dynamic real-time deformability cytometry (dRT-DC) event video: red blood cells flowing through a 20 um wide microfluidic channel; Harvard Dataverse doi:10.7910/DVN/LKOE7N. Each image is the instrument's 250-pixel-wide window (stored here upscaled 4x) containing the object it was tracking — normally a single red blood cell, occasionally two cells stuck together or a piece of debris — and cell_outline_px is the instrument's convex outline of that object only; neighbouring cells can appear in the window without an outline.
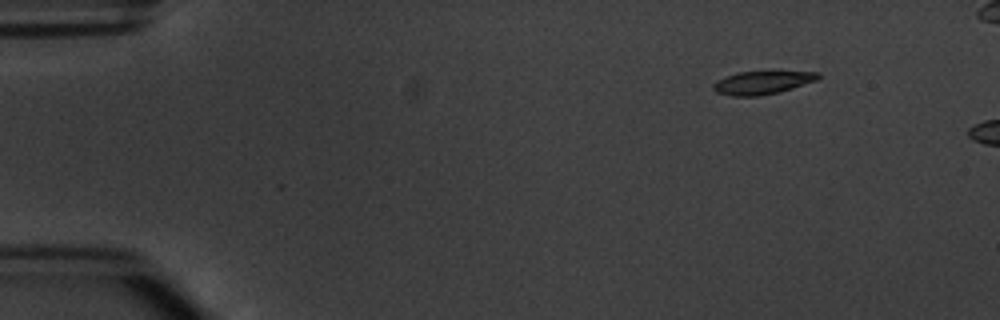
{"species": "common noctule bat (a hibernating species)", "species_latin": "Nyctalus noctula", "temperature_condition": "warm", "stored_images_in_passage": 3, "camera_frame_rate_fps": 3000, "um_per_image_px": 0.085, "animal": {"sex": "male", "body_mass_g": 20.1, "forearm_length_mm": 53.5}, "frame": {"image": 1, "passage_image": 1, "time_ms": 0.0, "image_size_px": [1000, 320], "cell_outline_px": [[820, 76], [816, 80], [792, 88], [760, 96], [732, 96], [716, 92], [712, 88], [712, 84], [716, 80], [740, 72], [776, 68], [820, 72]], "centroid_in_image_um": [64.86, 6.95], "position_along_channel_um": 20.1, "area_um2": 14.97}}